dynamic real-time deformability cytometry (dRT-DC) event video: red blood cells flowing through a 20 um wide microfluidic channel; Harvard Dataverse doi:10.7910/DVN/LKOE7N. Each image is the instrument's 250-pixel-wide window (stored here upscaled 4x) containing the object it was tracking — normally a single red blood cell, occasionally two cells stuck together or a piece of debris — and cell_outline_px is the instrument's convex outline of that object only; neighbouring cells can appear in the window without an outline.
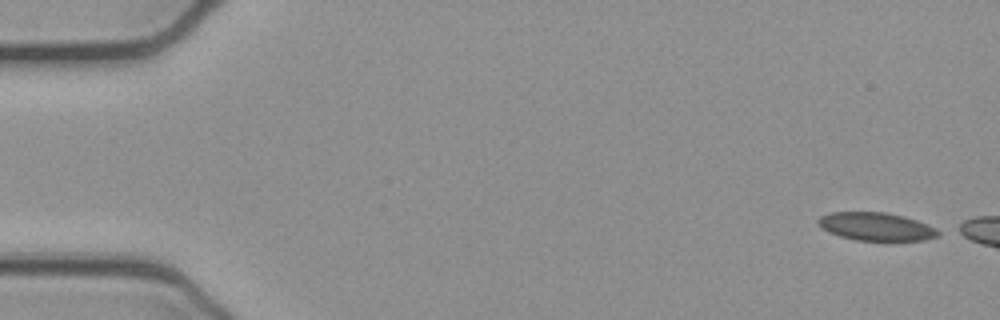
{"species": "common noctule bat (a hibernating species)", "species_latin": "Nyctalus noctula", "temperature_condition": "cold", "stored_images_in_passage": 5, "camera_frame_rate_fps": 3000, "um_per_image_px": 0.085, "animal": {"sex": "female", "body_mass_g": 21.9}, "frame": {"image": 1, "passage_image": 1, "time_ms": 0.0, "image_size_px": [1000, 320], "cell_outline_px": [[944, 232], [940, 236], [924, 240], [856, 240], [840, 236], [828, 232], [820, 228], [816, 220], [820, 216], [832, 212], [884, 212], [904, 216], [916, 220], [936, 228]], "centroid_in_image_um": [74.48, 19.26], "position_along_channel_um": 10.5, "area_um2": 19.77}}